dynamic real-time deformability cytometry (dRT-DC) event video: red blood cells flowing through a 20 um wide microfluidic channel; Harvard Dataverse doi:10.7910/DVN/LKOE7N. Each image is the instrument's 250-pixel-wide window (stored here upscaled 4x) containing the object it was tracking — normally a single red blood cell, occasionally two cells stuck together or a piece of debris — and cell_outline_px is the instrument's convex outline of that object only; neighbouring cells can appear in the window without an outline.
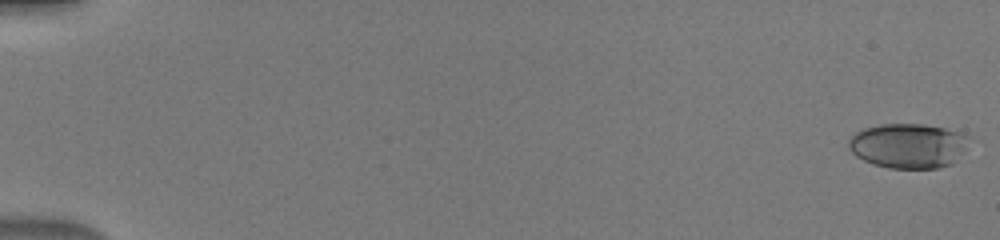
{"species": "human", "species_latin": "Homo sapiens", "temperature_condition": "warm", "stored_images_in_passage": 51, "camera_frame_rate_fps": 3000, "um_per_image_px": 0.085, "donor": {"sex": "male"}, "frame": {"image": 1, "passage_image": 1, "time_ms": 0.0, "image_size_px": [1000, 240], "cell_outline_px": [[972, 136], [952, 164], [940, 168], [888, 168], [872, 164], [856, 156], [848, 148], [848, 140], [856, 132], [864, 128], [880, 124], [924, 124], [944, 128]], "centroid_in_image_um": [77.17, 12.38], "position_along_channel_um": 7.8, "area_um2": 31.39}}
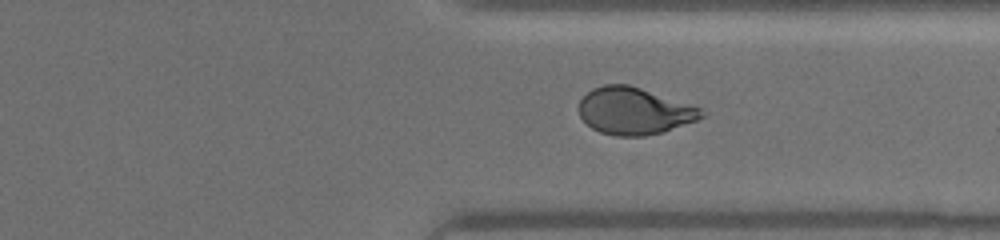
{"frame": {"image": 2, "passage_image": 40, "time_ms": 13.0, "image_size_px": [1000, 240], "cell_outline_px": [[708, 112], [704, 116], [696, 120], [664, 132], [644, 136], [616, 136], [600, 132], [592, 128], [580, 116], [580, 100], [592, 88], [604, 84], [628, 84], [700, 108]], "centroid_in_image_um": [53.91, 9.44], "position_along_channel_um": 357.5, "area_um2": 33.23}}
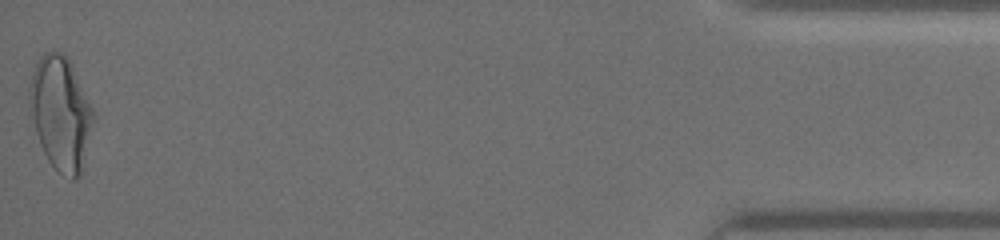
{"frame": {"image": 3, "passage_image": 51, "time_ms": 16.667, "image_size_px": [1000, 240], "cell_outline_px": [[92, 124], [80, 176], [76, 180], [72, 180], [60, 172], [48, 160], [40, 144], [36, 132], [28, 96], [28, 88], [32, 72], [40, 56], [44, 52], [52, 48], [60, 52], [68, 60], [92, 108]], "centroid_in_image_um": [5.12, 9.6], "position_along_channel_um": 430.1, "area_um2": 41.21}}